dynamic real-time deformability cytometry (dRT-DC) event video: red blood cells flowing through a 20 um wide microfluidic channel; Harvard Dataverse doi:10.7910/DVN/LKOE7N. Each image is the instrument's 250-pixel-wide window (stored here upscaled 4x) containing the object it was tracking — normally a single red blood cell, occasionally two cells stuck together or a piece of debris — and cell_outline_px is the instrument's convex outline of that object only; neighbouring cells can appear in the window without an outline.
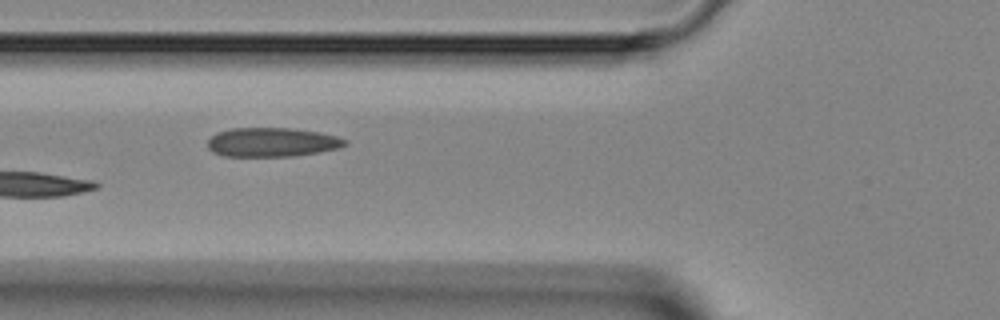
{"species": "Egyptian fruit bat (a non-hibernating species)", "species_latin": "Rousettus aegyptiacus", "temperature_condition": "room temperature", "stored_images_in_passage": 3, "camera_frame_rate_fps": 3000, "um_per_image_px": 0.085, "animal": {"sex": "female"}, "frame": {"image": 1, "passage_image": 3, "time_ms": 2.333, "image_size_px": [1000, 320], "cell_outline_px": [[348, 144], [340, 148], [320, 152], [296, 156], [224, 156], [212, 152], [208, 148], [208, 140], [216, 132], [232, 128], [292, 128], [320, 132], [336, 136], [348, 140]], "centroid_in_image_um": [23.15, 12.09], "position_along_channel_um": 102.7, "area_um2": 23.52}}